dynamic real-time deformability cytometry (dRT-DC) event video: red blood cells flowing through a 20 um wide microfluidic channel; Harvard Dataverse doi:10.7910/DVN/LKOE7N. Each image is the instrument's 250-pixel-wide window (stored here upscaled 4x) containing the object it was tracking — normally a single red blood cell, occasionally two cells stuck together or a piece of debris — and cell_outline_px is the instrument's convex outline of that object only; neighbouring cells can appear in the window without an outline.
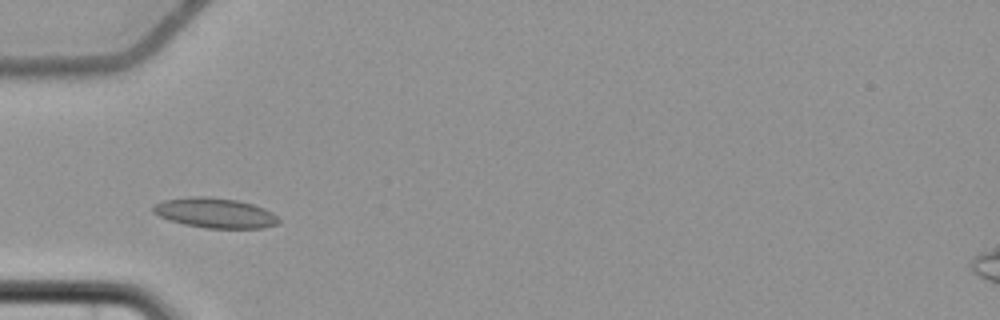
{"species": "common noctule bat (a hibernating species)", "species_latin": "Nyctalus noctula", "temperature_condition": "cold", "stored_images_in_passage": 4, "camera_frame_rate_fps": 3000, "um_per_image_px": 0.085, "animal": {"sex": "female", "body_mass_g": 22.7, "forearm_length_mm": 54.2}, "frame": {"image": 1, "passage_image": 3, "time_ms": 2.667, "image_size_px": [1000, 320], "cell_outline_px": [[280, 220], [276, 224], [264, 228], [204, 228], [184, 224], [160, 216], [152, 212], [152, 204], [164, 200], [188, 196], [208, 196], [236, 200], [252, 204], [264, 208], [272, 212]], "centroid_in_image_um": [18.25, 18.09], "position_along_channel_um": 66.7, "area_um2": 21.96}}
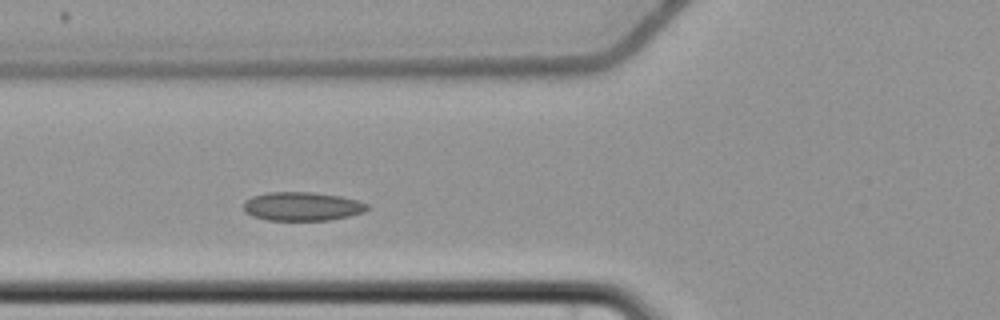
{"frame": {"image": 2, "passage_image": 4, "time_ms": 3.667, "image_size_px": [1000, 320], "cell_outline_px": [[368, 208], [364, 212], [348, 216], [328, 220], [268, 220], [252, 216], [244, 212], [244, 200], [252, 196], [268, 192], [312, 192], [340, 196], [356, 200], [368, 204]], "centroid_in_image_um": [25.65, 17.54], "position_along_channel_um": 100.2, "area_um2": 20.69}}